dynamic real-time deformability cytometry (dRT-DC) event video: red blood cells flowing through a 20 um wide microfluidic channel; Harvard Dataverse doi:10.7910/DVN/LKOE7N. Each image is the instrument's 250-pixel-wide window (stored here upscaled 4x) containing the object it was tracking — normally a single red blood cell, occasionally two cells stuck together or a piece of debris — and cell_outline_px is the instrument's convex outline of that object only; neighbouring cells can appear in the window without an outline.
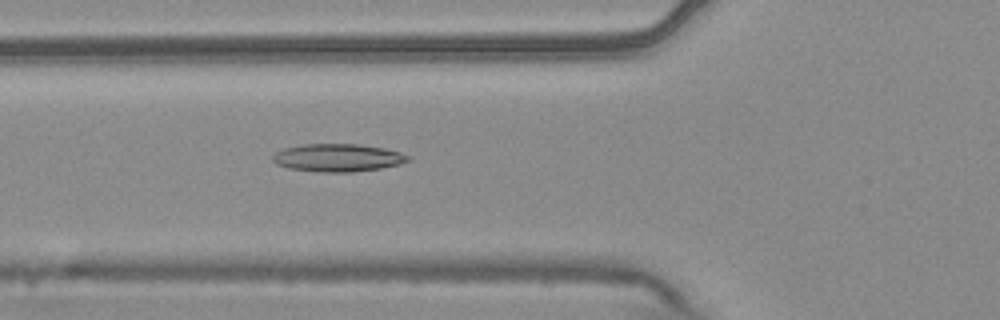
{"species": "common noctule bat (a hibernating species)", "species_latin": "Nyctalus noctula", "temperature_condition": "warm", "stored_images_in_passage": 5, "camera_frame_rate_fps": 3000, "um_per_image_px": 0.085, "animal": {"sex": "male", "body_mass_g": 20.4}, "frame": {"image": 1, "passage_image": 5, "time_ms": 1.333, "image_size_px": [1000, 320], "cell_outline_px": [[412, 160], [400, 164], [380, 168], [352, 172], [320, 172], [288, 168], [276, 164], [272, 160], [272, 156], [276, 152], [284, 148], [300, 144], [360, 144], [384, 148], [400, 152], [412, 156]], "centroid_in_image_um": [28.73, 13.4], "position_along_channel_um": 97.1, "area_um2": 22.14}}